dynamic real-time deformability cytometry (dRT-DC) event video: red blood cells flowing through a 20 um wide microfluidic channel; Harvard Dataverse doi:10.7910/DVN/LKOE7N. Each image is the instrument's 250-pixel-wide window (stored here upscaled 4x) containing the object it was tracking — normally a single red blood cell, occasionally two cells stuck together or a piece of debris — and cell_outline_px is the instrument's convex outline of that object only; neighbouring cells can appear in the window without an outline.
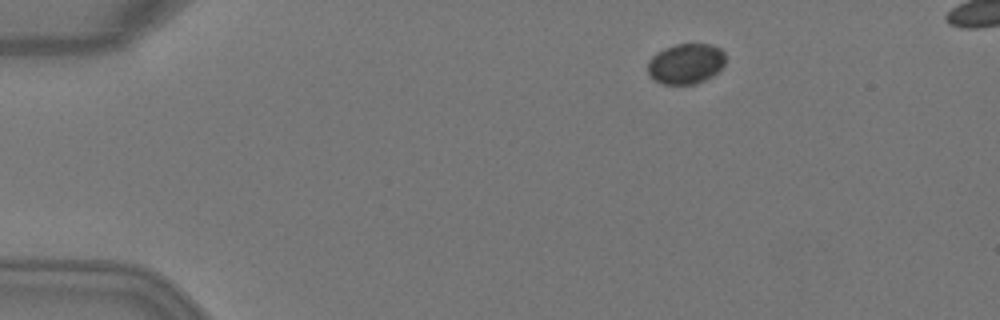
{"species": "Egyptian fruit bat (a non-hibernating species)", "species_latin": "Rousettus aegyptiacus", "temperature_condition": "warm", "stored_images_in_passage": 5, "camera_frame_rate_fps": 3000, "um_per_image_px": 0.085, "animal": {"sex": "female"}, "frame": {"image": 1, "passage_image": 2, "time_ms": 0.333, "image_size_px": [1000, 320], "cell_outline_px": [[724, 64], [712, 76], [696, 84], [664, 84], [656, 80], [648, 72], [648, 60], [656, 52], [664, 48], [676, 44], [708, 44], [720, 48], [724, 52]], "centroid_in_image_um": [58.28, 5.4], "position_along_channel_um": 26.7, "area_um2": 18.15}}